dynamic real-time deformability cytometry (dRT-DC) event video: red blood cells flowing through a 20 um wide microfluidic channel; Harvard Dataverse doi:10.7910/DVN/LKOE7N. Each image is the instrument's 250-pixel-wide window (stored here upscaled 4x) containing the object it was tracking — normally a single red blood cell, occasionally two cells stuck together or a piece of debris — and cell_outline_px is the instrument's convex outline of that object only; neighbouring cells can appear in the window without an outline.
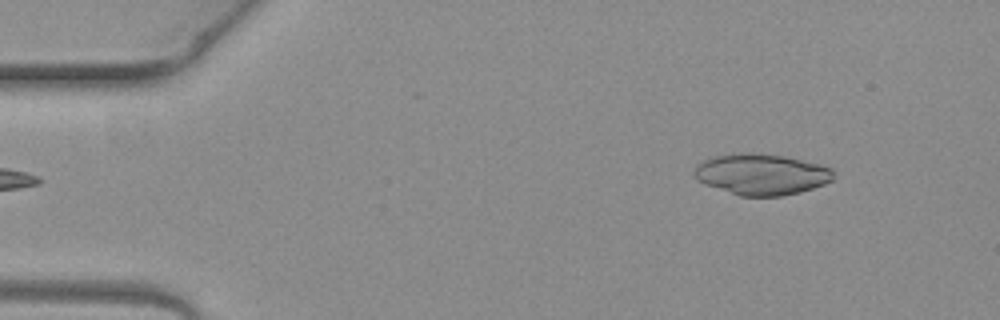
{"species": "common noctule bat (a hibernating species)", "species_latin": "Nyctalus noctula", "temperature_condition": "warm", "stored_images_in_passage": 5, "segment_of_instrument_passage": [2, 2], "camera_frame_rate_fps": 3000, "um_per_image_px": 0.085, "animal": {"sex": "female", "body_mass_g": 19.3, "forearm_length_mm": 54.1}, "frame": {"image": 1, "passage_image": 5, "time_ms": 1.333, "image_size_px": [1000, 320], "cell_outline_px": [[832, 180], [824, 184], [800, 192], [780, 196], [740, 196], [704, 184], [696, 180], [692, 176], [692, 172], [696, 164], [704, 160], [716, 156], [784, 156], [820, 164], [832, 168]], "centroid_in_image_um": [64.7, 14.87], "position_along_channel_um": 20.3, "area_um2": 32.31}}